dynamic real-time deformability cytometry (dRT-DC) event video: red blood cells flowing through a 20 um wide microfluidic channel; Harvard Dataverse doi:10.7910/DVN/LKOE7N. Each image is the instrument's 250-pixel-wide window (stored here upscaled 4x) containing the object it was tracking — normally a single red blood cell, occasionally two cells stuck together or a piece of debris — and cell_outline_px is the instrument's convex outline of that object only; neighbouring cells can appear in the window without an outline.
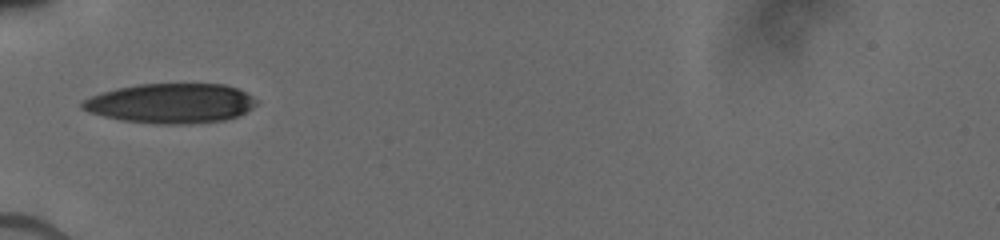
{"species": "human", "species_latin": "Homo sapiens", "temperature_condition": "cold", "stored_images_in_passage": 10, "camera_frame_rate_fps": 3000, "um_per_image_px": 0.085, "donor": {"sex": "male"}, "frame": {"image": 1, "passage_image": 1, "time_ms": 0.0, "image_size_px": [1000, 240], "cell_outline_px": [[260, 100], [252, 108], [236, 116], [224, 120], [188, 124], [156, 124], [120, 120], [104, 116], [92, 112], [84, 108], [80, 104], [84, 100], [100, 92], [116, 88], [136, 84], [224, 84], [236, 88]], "centroid_in_image_um": [14.54, 8.78], "position_along_channel_um": 70.5, "area_um2": 40.23}}
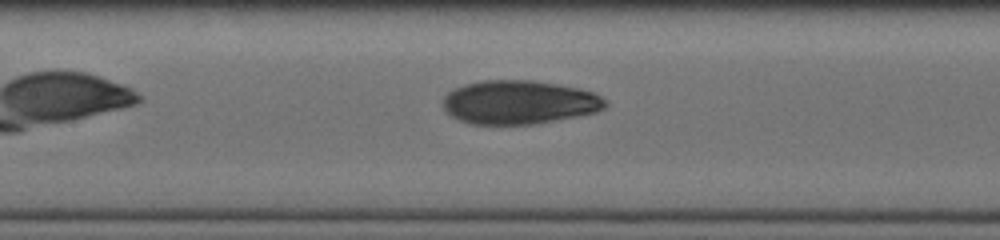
{"frame": {"image": 2, "passage_image": 7, "time_ms": 2.333, "image_size_px": [1000, 240], "cell_outline_px": [[608, 104], [604, 108], [596, 112], [576, 116], [532, 124], [472, 124], [460, 120], [452, 116], [444, 108], [444, 96], [448, 92], [464, 84], [480, 80], [528, 80], [556, 84], [576, 88], [592, 92], [600, 96]], "centroid_in_image_um": [44.1, 8.69], "position_along_channel_um": 163.3, "area_um2": 40.92}}
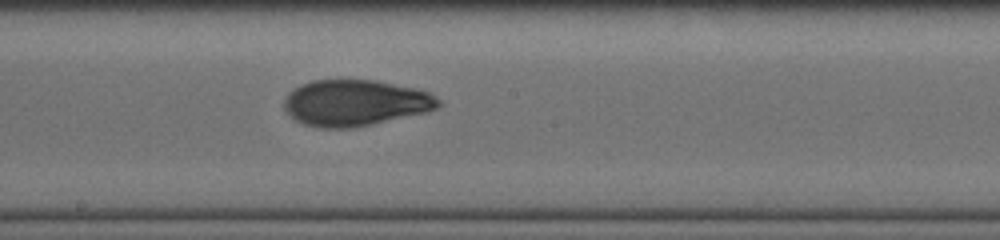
{"frame": {"image": 3, "passage_image": 10, "time_ms": 3.667, "image_size_px": [1000, 240], "cell_outline_px": [[440, 104], [436, 108], [424, 112], [372, 124], [352, 128], [320, 128], [304, 124], [296, 120], [284, 108], [284, 100], [288, 92], [312, 80], [340, 76], [376, 80], [416, 88], [428, 92], [436, 96], [440, 100]], "centroid_in_image_um": [30.17, 8.69], "position_along_channel_um": 218.0, "area_um2": 42.14}}